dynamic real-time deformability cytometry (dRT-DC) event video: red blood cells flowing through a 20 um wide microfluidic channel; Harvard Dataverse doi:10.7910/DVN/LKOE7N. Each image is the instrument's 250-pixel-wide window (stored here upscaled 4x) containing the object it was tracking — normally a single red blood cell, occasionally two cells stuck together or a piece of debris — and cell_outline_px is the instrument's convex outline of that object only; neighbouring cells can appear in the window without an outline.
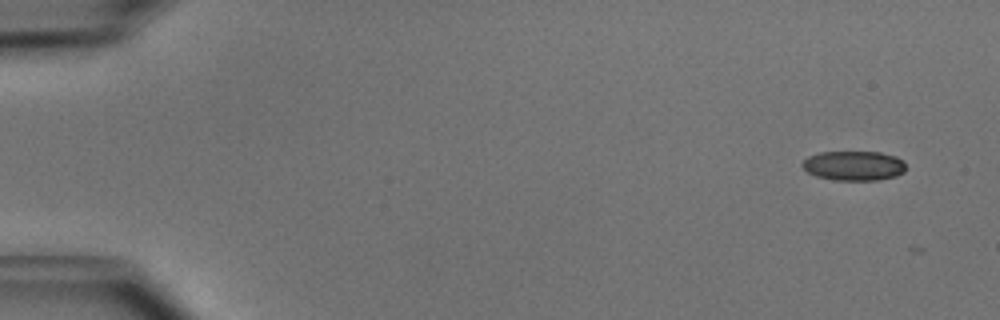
{"species": "common noctule bat (a hibernating species)", "species_latin": "Nyctalus noctula", "temperature_condition": "cold", "stored_images_in_passage": 6, "camera_frame_rate_fps": 3000, "um_per_image_px": 0.085, "animal": {"sex": "male", "body_mass_g": 15.6}, "frame": {"image": 1, "passage_image": 1, "time_ms": 0.0, "image_size_px": [1000, 320], "cell_outline_px": [[904, 172], [896, 176], [880, 180], [832, 180], [816, 176], [808, 172], [800, 164], [808, 156], [820, 152], [880, 152], [896, 156], [904, 160]], "centroid_in_image_um": [72.57, 14.08], "position_along_channel_um": 12.4, "area_um2": 17.98}}